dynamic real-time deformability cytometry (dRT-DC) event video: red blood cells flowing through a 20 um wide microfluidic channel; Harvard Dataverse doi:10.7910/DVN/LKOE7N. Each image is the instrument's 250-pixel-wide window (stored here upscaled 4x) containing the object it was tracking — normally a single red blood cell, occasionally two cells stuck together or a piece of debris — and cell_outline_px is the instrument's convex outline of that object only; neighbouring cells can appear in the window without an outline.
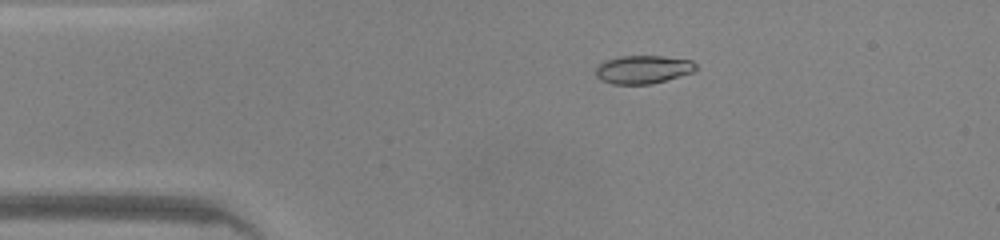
{"species": "common noctule bat (a hibernating species)", "species_latin": "Nyctalus noctula", "temperature_condition": "warm", "stored_images_in_passage": 39, "camera_frame_rate_fps": 3000, "um_per_image_px": 0.085, "animal": {"sex": "male", "body_mass_g": 20.0, "forearm_length_mm": 53.3}, "frame": {"image": 1, "passage_image": 1, "time_ms": 0.0, "image_size_px": [1000, 240], "cell_outline_px": [[696, 68], [692, 72], [652, 84], [612, 84], [600, 80], [596, 76], [596, 68], [604, 60], [620, 56], [664, 56], [692, 60], [696, 64]], "centroid_in_image_um": [54.63, 5.9], "position_along_channel_um": 30.4, "area_um2": 16.47}}
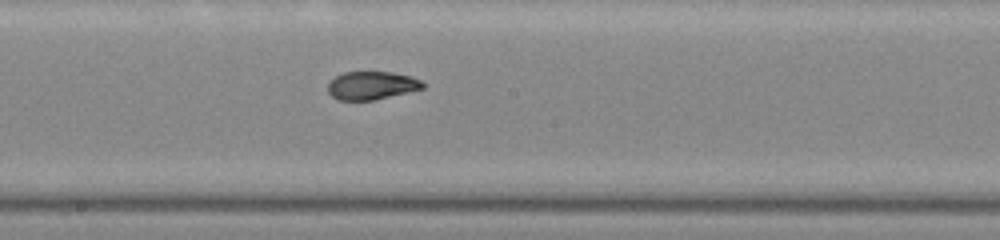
{"frame": {"image": 2, "passage_image": 17, "time_ms": 5.333, "image_size_px": [1000, 240], "cell_outline_px": [[424, 88], [372, 100], [340, 100], [332, 96], [328, 92], [328, 84], [336, 76], [344, 72], [392, 72], [412, 76], [420, 80], [424, 84]], "centroid_in_image_um": [31.59, 7.26], "position_along_channel_um": 216.6, "area_um2": 15.37}}
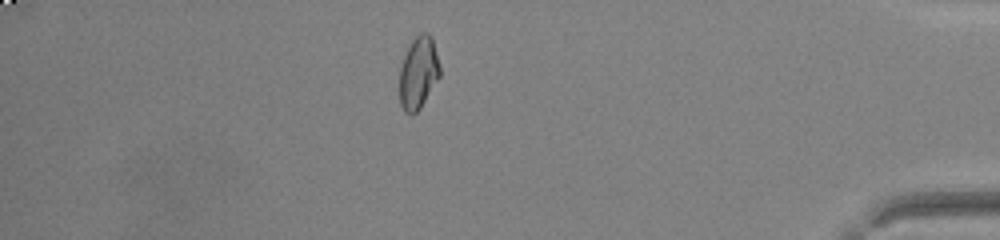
{"frame": {"image": 3, "passage_image": 33, "time_ms": 10.667, "image_size_px": [1000, 240], "cell_outline_px": [[440, 76], [420, 108], [412, 116], [404, 112], [400, 104], [400, 68], [404, 56], [412, 40], [420, 32], [428, 32], [432, 36], [440, 64]], "centroid_in_image_um": [35.57, 6.18], "position_along_channel_um": 399.6, "area_um2": 17.11}, "authors_computed_cell_mechanics": {"area_um2": 16.5886, "velocity_mm_per_s": 4.2748, "shape_relaxation_time_tau1_ms": null, "shape_relaxation_time_tau2_ms": 1.1594, "deformation_change_tau1": null, "deformation_change_tau2": 0.0531}}